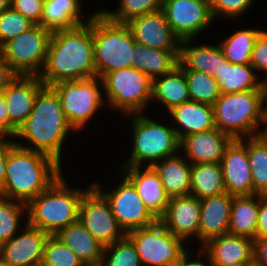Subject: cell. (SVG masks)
<instances>
[{
  "mask_svg": "<svg viewBox=\"0 0 267 266\" xmlns=\"http://www.w3.org/2000/svg\"><path fill=\"white\" fill-rule=\"evenodd\" d=\"M42 70L39 78L48 87L96 76L92 16L85 24L52 32Z\"/></svg>",
  "mask_w": 267,
  "mask_h": 266,
  "instance_id": "cell-1",
  "label": "cell"
},
{
  "mask_svg": "<svg viewBox=\"0 0 267 266\" xmlns=\"http://www.w3.org/2000/svg\"><path fill=\"white\" fill-rule=\"evenodd\" d=\"M52 157L15 144L6 159V178L0 196L27 205L61 175Z\"/></svg>",
  "mask_w": 267,
  "mask_h": 266,
  "instance_id": "cell-2",
  "label": "cell"
},
{
  "mask_svg": "<svg viewBox=\"0 0 267 266\" xmlns=\"http://www.w3.org/2000/svg\"><path fill=\"white\" fill-rule=\"evenodd\" d=\"M70 126L57 92L44 86L37 94L34 108L25 122L18 128L16 137L24 138L35 147H26L52 157L60 164L61 149Z\"/></svg>",
  "mask_w": 267,
  "mask_h": 266,
  "instance_id": "cell-3",
  "label": "cell"
},
{
  "mask_svg": "<svg viewBox=\"0 0 267 266\" xmlns=\"http://www.w3.org/2000/svg\"><path fill=\"white\" fill-rule=\"evenodd\" d=\"M88 190L68 188L61 175L26 205L27 223L49 235H56L61 229L78 221L80 203Z\"/></svg>",
  "mask_w": 267,
  "mask_h": 266,
  "instance_id": "cell-4",
  "label": "cell"
},
{
  "mask_svg": "<svg viewBox=\"0 0 267 266\" xmlns=\"http://www.w3.org/2000/svg\"><path fill=\"white\" fill-rule=\"evenodd\" d=\"M264 101L263 90L221 93L213 104L216 128L232 139L256 136L259 123L266 125Z\"/></svg>",
  "mask_w": 267,
  "mask_h": 266,
  "instance_id": "cell-5",
  "label": "cell"
},
{
  "mask_svg": "<svg viewBox=\"0 0 267 266\" xmlns=\"http://www.w3.org/2000/svg\"><path fill=\"white\" fill-rule=\"evenodd\" d=\"M92 39L96 76L102 78L109 72L132 67L136 42L126 23L111 21L97 12L92 16Z\"/></svg>",
  "mask_w": 267,
  "mask_h": 266,
  "instance_id": "cell-6",
  "label": "cell"
},
{
  "mask_svg": "<svg viewBox=\"0 0 267 266\" xmlns=\"http://www.w3.org/2000/svg\"><path fill=\"white\" fill-rule=\"evenodd\" d=\"M134 143L131 158L123 167H141L145 160L152 161L148 166L176 154L180 149V141L174 128L162 125L156 121L133 114Z\"/></svg>",
  "mask_w": 267,
  "mask_h": 266,
  "instance_id": "cell-7",
  "label": "cell"
},
{
  "mask_svg": "<svg viewBox=\"0 0 267 266\" xmlns=\"http://www.w3.org/2000/svg\"><path fill=\"white\" fill-rule=\"evenodd\" d=\"M111 108L128 114H141L152 99L153 80L136 68L129 67L105 74L101 78Z\"/></svg>",
  "mask_w": 267,
  "mask_h": 266,
  "instance_id": "cell-8",
  "label": "cell"
},
{
  "mask_svg": "<svg viewBox=\"0 0 267 266\" xmlns=\"http://www.w3.org/2000/svg\"><path fill=\"white\" fill-rule=\"evenodd\" d=\"M126 235L135 245L142 266H175L189 255L183 248L184 240L168 231L159 220Z\"/></svg>",
  "mask_w": 267,
  "mask_h": 266,
  "instance_id": "cell-9",
  "label": "cell"
},
{
  "mask_svg": "<svg viewBox=\"0 0 267 266\" xmlns=\"http://www.w3.org/2000/svg\"><path fill=\"white\" fill-rule=\"evenodd\" d=\"M51 35V30L35 24L5 42L0 47V55L18 75L39 76L46 63Z\"/></svg>",
  "mask_w": 267,
  "mask_h": 266,
  "instance_id": "cell-10",
  "label": "cell"
},
{
  "mask_svg": "<svg viewBox=\"0 0 267 266\" xmlns=\"http://www.w3.org/2000/svg\"><path fill=\"white\" fill-rule=\"evenodd\" d=\"M100 79L95 76L82 80L63 81L51 86L57 92L65 116L74 130L84 127L104 104L105 98L102 97L98 86V83L103 84Z\"/></svg>",
  "mask_w": 267,
  "mask_h": 266,
  "instance_id": "cell-11",
  "label": "cell"
},
{
  "mask_svg": "<svg viewBox=\"0 0 267 266\" xmlns=\"http://www.w3.org/2000/svg\"><path fill=\"white\" fill-rule=\"evenodd\" d=\"M78 220L103 246L126 235L115 219L109 201L94 185L83 195Z\"/></svg>",
  "mask_w": 267,
  "mask_h": 266,
  "instance_id": "cell-12",
  "label": "cell"
},
{
  "mask_svg": "<svg viewBox=\"0 0 267 266\" xmlns=\"http://www.w3.org/2000/svg\"><path fill=\"white\" fill-rule=\"evenodd\" d=\"M93 185L109 201L113 215L125 233L155 224L158 220L149 212L133 184L123 182L110 193H103L98 183Z\"/></svg>",
  "mask_w": 267,
  "mask_h": 266,
  "instance_id": "cell-13",
  "label": "cell"
},
{
  "mask_svg": "<svg viewBox=\"0 0 267 266\" xmlns=\"http://www.w3.org/2000/svg\"><path fill=\"white\" fill-rule=\"evenodd\" d=\"M162 10L181 41L192 40L214 20L209 0H163Z\"/></svg>",
  "mask_w": 267,
  "mask_h": 266,
  "instance_id": "cell-14",
  "label": "cell"
},
{
  "mask_svg": "<svg viewBox=\"0 0 267 266\" xmlns=\"http://www.w3.org/2000/svg\"><path fill=\"white\" fill-rule=\"evenodd\" d=\"M126 24L137 44L180 51L181 40L173 33L162 9L133 18Z\"/></svg>",
  "mask_w": 267,
  "mask_h": 266,
  "instance_id": "cell-15",
  "label": "cell"
},
{
  "mask_svg": "<svg viewBox=\"0 0 267 266\" xmlns=\"http://www.w3.org/2000/svg\"><path fill=\"white\" fill-rule=\"evenodd\" d=\"M19 236L0 245V258L11 266H41L49 234L28 223Z\"/></svg>",
  "mask_w": 267,
  "mask_h": 266,
  "instance_id": "cell-16",
  "label": "cell"
},
{
  "mask_svg": "<svg viewBox=\"0 0 267 266\" xmlns=\"http://www.w3.org/2000/svg\"><path fill=\"white\" fill-rule=\"evenodd\" d=\"M226 192L233 196L253 195L252 173L247 148L233 139L221 160Z\"/></svg>",
  "mask_w": 267,
  "mask_h": 266,
  "instance_id": "cell-17",
  "label": "cell"
},
{
  "mask_svg": "<svg viewBox=\"0 0 267 266\" xmlns=\"http://www.w3.org/2000/svg\"><path fill=\"white\" fill-rule=\"evenodd\" d=\"M209 266H253V239L223 234L202 247ZM205 248V249H204Z\"/></svg>",
  "mask_w": 267,
  "mask_h": 266,
  "instance_id": "cell-18",
  "label": "cell"
},
{
  "mask_svg": "<svg viewBox=\"0 0 267 266\" xmlns=\"http://www.w3.org/2000/svg\"><path fill=\"white\" fill-rule=\"evenodd\" d=\"M201 202L188 194L169 198L166 211L159 221L175 236L186 240L191 235L198 238Z\"/></svg>",
  "mask_w": 267,
  "mask_h": 266,
  "instance_id": "cell-19",
  "label": "cell"
},
{
  "mask_svg": "<svg viewBox=\"0 0 267 266\" xmlns=\"http://www.w3.org/2000/svg\"><path fill=\"white\" fill-rule=\"evenodd\" d=\"M45 85L39 76L18 75L3 91L9 122L18 128L34 108L38 92Z\"/></svg>",
  "mask_w": 267,
  "mask_h": 266,
  "instance_id": "cell-20",
  "label": "cell"
},
{
  "mask_svg": "<svg viewBox=\"0 0 267 266\" xmlns=\"http://www.w3.org/2000/svg\"><path fill=\"white\" fill-rule=\"evenodd\" d=\"M233 139L217 128L193 133L180 141V150H185L191 165L221 163L225 148Z\"/></svg>",
  "mask_w": 267,
  "mask_h": 266,
  "instance_id": "cell-21",
  "label": "cell"
},
{
  "mask_svg": "<svg viewBox=\"0 0 267 266\" xmlns=\"http://www.w3.org/2000/svg\"><path fill=\"white\" fill-rule=\"evenodd\" d=\"M233 195L225 192L200 199L198 238L203 244L210 239L228 234Z\"/></svg>",
  "mask_w": 267,
  "mask_h": 266,
  "instance_id": "cell-22",
  "label": "cell"
},
{
  "mask_svg": "<svg viewBox=\"0 0 267 266\" xmlns=\"http://www.w3.org/2000/svg\"><path fill=\"white\" fill-rule=\"evenodd\" d=\"M140 169V167H123L121 170L125 171V177L136 188L149 212L159 220L166 211L169 197L151 166H147L144 171Z\"/></svg>",
  "mask_w": 267,
  "mask_h": 266,
  "instance_id": "cell-23",
  "label": "cell"
},
{
  "mask_svg": "<svg viewBox=\"0 0 267 266\" xmlns=\"http://www.w3.org/2000/svg\"><path fill=\"white\" fill-rule=\"evenodd\" d=\"M169 113L184 130L174 128L179 141L190 134L216 128L214 109L208 104L188 101L173 107Z\"/></svg>",
  "mask_w": 267,
  "mask_h": 266,
  "instance_id": "cell-24",
  "label": "cell"
},
{
  "mask_svg": "<svg viewBox=\"0 0 267 266\" xmlns=\"http://www.w3.org/2000/svg\"><path fill=\"white\" fill-rule=\"evenodd\" d=\"M160 163V164H159ZM169 198L190 194L191 163L173 155L151 165Z\"/></svg>",
  "mask_w": 267,
  "mask_h": 266,
  "instance_id": "cell-25",
  "label": "cell"
},
{
  "mask_svg": "<svg viewBox=\"0 0 267 266\" xmlns=\"http://www.w3.org/2000/svg\"><path fill=\"white\" fill-rule=\"evenodd\" d=\"M56 236L85 264H99L104 246L78 220L61 229Z\"/></svg>",
  "mask_w": 267,
  "mask_h": 266,
  "instance_id": "cell-26",
  "label": "cell"
},
{
  "mask_svg": "<svg viewBox=\"0 0 267 266\" xmlns=\"http://www.w3.org/2000/svg\"><path fill=\"white\" fill-rule=\"evenodd\" d=\"M191 39L180 42L179 66L183 70H195L215 77L227 61L219 45L188 47Z\"/></svg>",
  "mask_w": 267,
  "mask_h": 266,
  "instance_id": "cell-27",
  "label": "cell"
},
{
  "mask_svg": "<svg viewBox=\"0 0 267 266\" xmlns=\"http://www.w3.org/2000/svg\"><path fill=\"white\" fill-rule=\"evenodd\" d=\"M179 55L180 51L155 49L136 43L133 49L132 67L154 80L178 66Z\"/></svg>",
  "mask_w": 267,
  "mask_h": 266,
  "instance_id": "cell-28",
  "label": "cell"
},
{
  "mask_svg": "<svg viewBox=\"0 0 267 266\" xmlns=\"http://www.w3.org/2000/svg\"><path fill=\"white\" fill-rule=\"evenodd\" d=\"M152 99L159 100L168 110L190 101L186 75L179 65L153 80Z\"/></svg>",
  "mask_w": 267,
  "mask_h": 266,
  "instance_id": "cell-29",
  "label": "cell"
},
{
  "mask_svg": "<svg viewBox=\"0 0 267 266\" xmlns=\"http://www.w3.org/2000/svg\"><path fill=\"white\" fill-rule=\"evenodd\" d=\"M258 198L255 200V198ZM259 212V195L234 196L230 213L229 234L255 239Z\"/></svg>",
  "mask_w": 267,
  "mask_h": 266,
  "instance_id": "cell-30",
  "label": "cell"
},
{
  "mask_svg": "<svg viewBox=\"0 0 267 266\" xmlns=\"http://www.w3.org/2000/svg\"><path fill=\"white\" fill-rule=\"evenodd\" d=\"M251 64L223 63L219 72H215L221 93H236L250 90H263L262 81H257V74Z\"/></svg>",
  "mask_w": 267,
  "mask_h": 266,
  "instance_id": "cell-31",
  "label": "cell"
},
{
  "mask_svg": "<svg viewBox=\"0 0 267 266\" xmlns=\"http://www.w3.org/2000/svg\"><path fill=\"white\" fill-rule=\"evenodd\" d=\"M80 1L78 0H45L42 25L53 31L71 29L85 24L80 16Z\"/></svg>",
  "mask_w": 267,
  "mask_h": 266,
  "instance_id": "cell-32",
  "label": "cell"
},
{
  "mask_svg": "<svg viewBox=\"0 0 267 266\" xmlns=\"http://www.w3.org/2000/svg\"><path fill=\"white\" fill-rule=\"evenodd\" d=\"M225 192L221 163L191 165V195L203 199Z\"/></svg>",
  "mask_w": 267,
  "mask_h": 266,
  "instance_id": "cell-33",
  "label": "cell"
},
{
  "mask_svg": "<svg viewBox=\"0 0 267 266\" xmlns=\"http://www.w3.org/2000/svg\"><path fill=\"white\" fill-rule=\"evenodd\" d=\"M260 30H240L219 42L224 57L232 64H250L253 47Z\"/></svg>",
  "mask_w": 267,
  "mask_h": 266,
  "instance_id": "cell-34",
  "label": "cell"
},
{
  "mask_svg": "<svg viewBox=\"0 0 267 266\" xmlns=\"http://www.w3.org/2000/svg\"><path fill=\"white\" fill-rule=\"evenodd\" d=\"M246 148L252 173L253 194L267 196V148L256 137H249L247 143L238 139Z\"/></svg>",
  "mask_w": 267,
  "mask_h": 266,
  "instance_id": "cell-35",
  "label": "cell"
},
{
  "mask_svg": "<svg viewBox=\"0 0 267 266\" xmlns=\"http://www.w3.org/2000/svg\"><path fill=\"white\" fill-rule=\"evenodd\" d=\"M188 82L190 101L213 106L221 92L216 78L195 70H184Z\"/></svg>",
  "mask_w": 267,
  "mask_h": 266,
  "instance_id": "cell-36",
  "label": "cell"
},
{
  "mask_svg": "<svg viewBox=\"0 0 267 266\" xmlns=\"http://www.w3.org/2000/svg\"><path fill=\"white\" fill-rule=\"evenodd\" d=\"M111 255L106 261V253ZM102 266H142L136 247L132 240L125 235L113 244L104 246Z\"/></svg>",
  "mask_w": 267,
  "mask_h": 266,
  "instance_id": "cell-37",
  "label": "cell"
},
{
  "mask_svg": "<svg viewBox=\"0 0 267 266\" xmlns=\"http://www.w3.org/2000/svg\"><path fill=\"white\" fill-rule=\"evenodd\" d=\"M163 0H121L117 11H101L109 20L118 23H127L131 19L146 13L162 9Z\"/></svg>",
  "mask_w": 267,
  "mask_h": 266,
  "instance_id": "cell-38",
  "label": "cell"
},
{
  "mask_svg": "<svg viewBox=\"0 0 267 266\" xmlns=\"http://www.w3.org/2000/svg\"><path fill=\"white\" fill-rule=\"evenodd\" d=\"M82 261L56 235L46 239L41 266H81Z\"/></svg>",
  "mask_w": 267,
  "mask_h": 266,
  "instance_id": "cell-39",
  "label": "cell"
},
{
  "mask_svg": "<svg viewBox=\"0 0 267 266\" xmlns=\"http://www.w3.org/2000/svg\"><path fill=\"white\" fill-rule=\"evenodd\" d=\"M25 209V204L0 196V245L17 233L18 222Z\"/></svg>",
  "mask_w": 267,
  "mask_h": 266,
  "instance_id": "cell-40",
  "label": "cell"
},
{
  "mask_svg": "<svg viewBox=\"0 0 267 266\" xmlns=\"http://www.w3.org/2000/svg\"><path fill=\"white\" fill-rule=\"evenodd\" d=\"M30 19L24 17L21 13L9 7L0 14V47L22 32L33 27Z\"/></svg>",
  "mask_w": 267,
  "mask_h": 266,
  "instance_id": "cell-41",
  "label": "cell"
},
{
  "mask_svg": "<svg viewBox=\"0 0 267 266\" xmlns=\"http://www.w3.org/2000/svg\"><path fill=\"white\" fill-rule=\"evenodd\" d=\"M213 18L224 15L236 18L249 9L253 0H209Z\"/></svg>",
  "mask_w": 267,
  "mask_h": 266,
  "instance_id": "cell-42",
  "label": "cell"
},
{
  "mask_svg": "<svg viewBox=\"0 0 267 266\" xmlns=\"http://www.w3.org/2000/svg\"><path fill=\"white\" fill-rule=\"evenodd\" d=\"M45 0H10V7L30 19L41 24Z\"/></svg>",
  "mask_w": 267,
  "mask_h": 266,
  "instance_id": "cell-43",
  "label": "cell"
},
{
  "mask_svg": "<svg viewBox=\"0 0 267 266\" xmlns=\"http://www.w3.org/2000/svg\"><path fill=\"white\" fill-rule=\"evenodd\" d=\"M250 64L257 71L267 72V32L265 31H261L255 40Z\"/></svg>",
  "mask_w": 267,
  "mask_h": 266,
  "instance_id": "cell-44",
  "label": "cell"
},
{
  "mask_svg": "<svg viewBox=\"0 0 267 266\" xmlns=\"http://www.w3.org/2000/svg\"><path fill=\"white\" fill-rule=\"evenodd\" d=\"M16 133L17 129L9 122L5 97L0 92V136L14 137Z\"/></svg>",
  "mask_w": 267,
  "mask_h": 266,
  "instance_id": "cell-45",
  "label": "cell"
},
{
  "mask_svg": "<svg viewBox=\"0 0 267 266\" xmlns=\"http://www.w3.org/2000/svg\"><path fill=\"white\" fill-rule=\"evenodd\" d=\"M253 266H267V237L253 240Z\"/></svg>",
  "mask_w": 267,
  "mask_h": 266,
  "instance_id": "cell-46",
  "label": "cell"
},
{
  "mask_svg": "<svg viewBox=\"0 0 267 266\" xmlns=\"http://www.w3.org/2000/svg\"><path fill=\"white\" fill-rule=\"evenodd\" d=\"M267 237V196L259 195V212L255 238Z\"/></svg>",
  "mask_w": 267,
  "mask_h": 266,
  "instance_id": "cell-47",
  "label": "cell"
},
{
  "mask_svg": "<svg viewBox=\"0 0 267 266\" xmlns=\"http://www.w3.org/2000/svg\"><path fill=\"white\" fill-rule=\"evenodd\" d=\"M6 136H0V189L3 187L6 178V159L10 149L16 144L5 140ZM4 138V139H3Z\"/></svg>",
  "mask_w": 267,
  "mask_h": 266,
  "instance_id": "cell-48",
  "label": "cell"
},
{
  "mask_svg": "<svg viewBox=\"0 0 267 266\" xmlns=\"http://www.w3.org/2000/svg\"><path fill=\"white\" fill-rule=\"evenodd\" d=\"M17 76L18 74L0 55V92H2Z\"/></svg>",
  "mask_w": 267,
  "mask_h": 266,
  "instance_id": "cell-49",
  "label": "cell"
},
{
  "mask_svg": "<svg viewBox=\"0 0 267 266\" xmlns=\"http://www.w3.org/2000/svg\"><path fill=\"white\" fill-rule=\"evenodd\" d=\"M189 255L179 264L175 265V266H208L205 263H201V261L198 260L197 261H189Z\"/></svg>",
  "mask_w": 267,
  "mask_h": 266,
  "instance_id": "cell-50",
  "label": "cell"
},
{
  "mask_svg": "<svg viewBox=\"0 0 267 266\" xmlns=\"http://www.w3.org/2000/svg\"><path fill=\"white\" fill-rule=\"evenodd\" d=\"M265 130V131H264ZM262 131L256 133V137L265 145L267 148V127Z\"/></svg>",
  "mask_w": 267,
  "mask_h": 266,
  "instance_id": "cell-51",
  "label": "cell"
},
{
  "mask_svg": "<svg viewBox=\"0 0 267 266\" xmlns=\"http://www.w3.org/2000/svg\"><path fill=\"white\" fill-rule=\"evenodd\" d=\"M10 7V0H0V14Z\"/></svg>",
  "mask_w": 267,
  "mask_h": 266,
  "instance_id": "cell-52",
  "label": "cell"
},
{
  "mask_svg": "<svg viewBox=\"0 0 267 266\" xmlns=\"http://www.w3.org/2000/svg\"><path fill=\"white\" fill-rule=\"evenodd\" d=\"M264 100H267V80L262 81Z\"/></svg>",
  "mask_w": 267,
  "mask_h": 266,
  "instance_id": "cell-53",
  "label": "cell"
},
{
  "mask_svg": "<svg viewBox=\"0 0 267 266\" xmlns=\"http://www.w3.org/2000/svg\"><path fill=\"white\" fill-rule=\"evenodd\" d=\"M0 266H11L0 258Z\"/></svg>",
  "mask_w": 267,
  "mask_h": 266,
  "instance_id": "cell-54",
  "label": "cell"
},
{
  "mask_svg": "<svg viewBox=\"0 0 267 266\" xmlns=\"http://www.w3.org/2000/svg\"><path fill=\"white\" fill-rule=\"evenodd\" d=\"M81 266H102V264L101 263H99V264H85V263H83Z\"/></svg>",
  "mask_w": 267,
  "mask_h": 266,
  "instance_id": "cell-55",
  "label": "cell"
},
{
  "mask_svg": "<svg viewBox=\"0 0 267 266\" xmlns=\"http://www.w3.org/2000/svg\"><path fill=\"white\" fill-rule=\"evenodd\" d=\"M266 125H267V108H266ZM267 127V126H266Z\"/></svg>",
  "mask_w": 267,
  "mask_h": 266,
  "instance_id": "cell-56",
  "label": "cell"
}]
</instances>
